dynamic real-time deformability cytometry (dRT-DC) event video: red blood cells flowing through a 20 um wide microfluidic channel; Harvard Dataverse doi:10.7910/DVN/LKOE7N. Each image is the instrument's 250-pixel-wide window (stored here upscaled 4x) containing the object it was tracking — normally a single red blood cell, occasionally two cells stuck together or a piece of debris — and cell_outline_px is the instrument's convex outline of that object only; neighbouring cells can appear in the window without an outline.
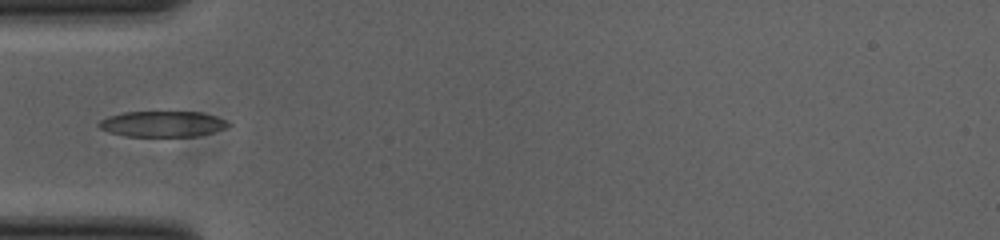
{"species": "common noctule bat (a hibernating species)", "species_latin": "Nyctalus noctula", "temperature_condition": "cold", "stored_images_in_passage": 37, "camera_frame_rate_fps": 3000, "um_per_image_px": 0.085, "animal": {"sex": "female", "body_mass_g": 23.0, "forearm_length_mm": 53.4}, "frame": {"image": 1, "passage_image": 1, "time_ms": 0.0, "image_size_px": [1000, 240], "cell_outline_px": [[232, 124], [228, 128], [196, 136], [124, 136], [108, 132], [100, 128], [96, 124], [100, 120], [108, 116], [124, 112], [200, 112], [224, 120]], "centroid_in_image_um": [13.77, 10.54], "position_along_channel_um": 71.2, "area_um2": 19.36}}
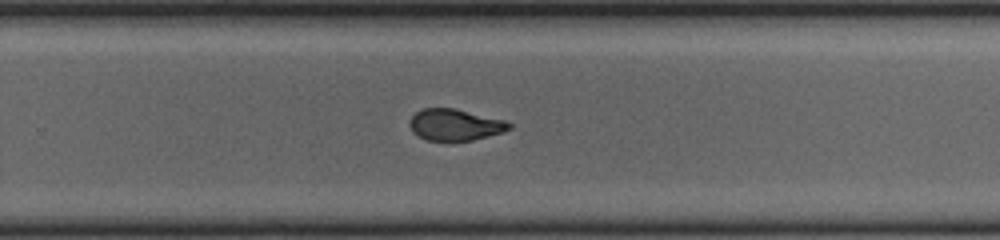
{"frame": {"image": 2, "passage_image": 18, "time_ms": 5.667, "image_size_px": [1000, 240], "cell_outline_px": [[512, 128], [504, 132], [472, 140], [424, 140], [412, 132], [408, 124], [408, 120], [420, 108], [456, 108], [504, 120], [512, 124]], "centroid_in_image_um": [38.65, 10.59], "position_along_channel_um": 291.2, "area_um2": 18.44}}
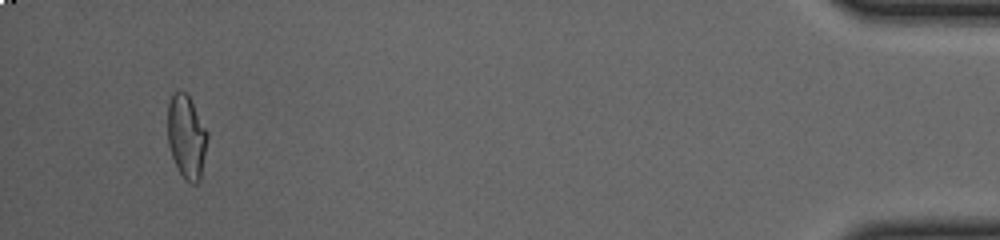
{"frame": {"image": 3, "passage_image": 34, "time_ms": 11.0, "image_size_px": [1000, 240], "cell_outline_px": [[208, 136], [200, 180], [196, 184], [192, 184], [184, 180], [176, 168], [168, 144], [168, 104], [172, 96], [180, 88], [188, 92], [208, 132]], "centroid_in_image_um": [15.86, 11.61], "position_along_channel_um": 419.3, "area_um2": 19.71}}